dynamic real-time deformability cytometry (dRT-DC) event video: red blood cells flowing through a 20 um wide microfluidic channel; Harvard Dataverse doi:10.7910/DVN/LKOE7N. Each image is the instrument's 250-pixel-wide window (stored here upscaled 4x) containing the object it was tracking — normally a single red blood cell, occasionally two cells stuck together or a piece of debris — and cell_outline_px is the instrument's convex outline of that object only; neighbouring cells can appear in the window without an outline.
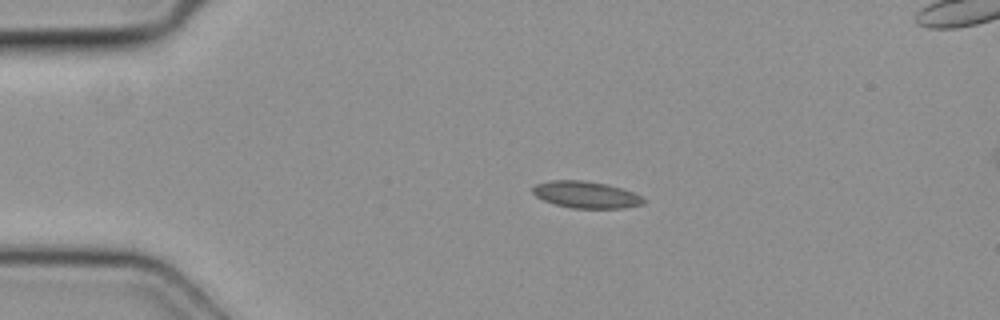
{"species": "common noctule bat (a hibernating species)", "species_latin": "Nyctalus noctula", "temperature_condition": "cold", "stored_images_in_passage": 4, "camera_frame_rate_fps": 3000, "um_per_image_px": 0.085, "animal": {"sex": "female", "body_mass_g": 19.3, "forearm_length_mm": 54.1}, "frame": {"image": 1, "passage_image": 2, "time_ms": 0.333, "image_size_px": [1000, 320], "cell_outline_px": [[644, 204], [624, 208], [572, 208], [556, 204], [544, 200], [536, 196], [532, 192], [532, 188], [536, 184], [548, 180], [584, 180], [604, 184], [620, 188], [632, 192], [640, 196], [644, 200]], "centroid_in_image_um": [49.78, 16.54], "position_along_channel_um": 35.2, "area_um2": 17.11}}